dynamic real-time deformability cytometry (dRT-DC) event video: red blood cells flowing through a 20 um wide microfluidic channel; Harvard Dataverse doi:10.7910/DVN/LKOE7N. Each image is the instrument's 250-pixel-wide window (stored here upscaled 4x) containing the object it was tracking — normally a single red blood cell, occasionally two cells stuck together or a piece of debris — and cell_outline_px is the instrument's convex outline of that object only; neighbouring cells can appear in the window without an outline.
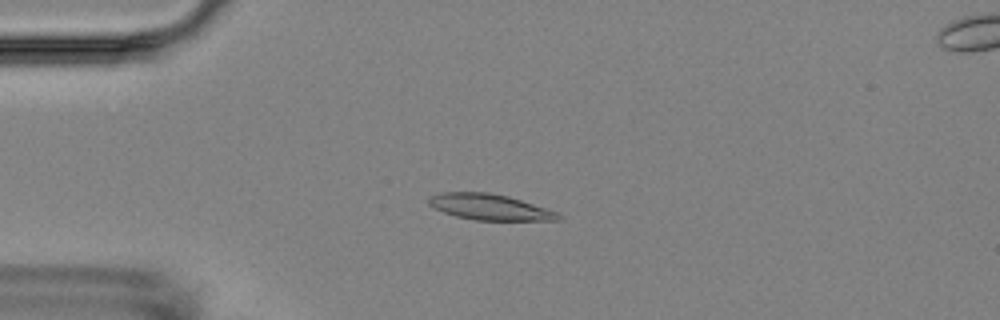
{"species": "Egyptian fruit bat (a non-hibernating species)", "species_latin": "Rousettus aegyptiacus", "temperature_condition": "room temperature", "stored_images_in_passage": 6, "camera_frame_rate_fps": 3000, "um_per_image_px": 0.085, "animal": {"sex": "female"}, "frame": {"image": 1, "passage_image": 5, "time_ms": 4.333, "image_size_px": [1000, 320], "cell_outline_px": [[564, 216], [560, 220], [472, 220], [456, 216], [444, 212], [428, 204], [428, 196], [440, 192], [488, 192], [508, 196], [560, 212]], "centroid_in_image_um": [41.66, 17.59], "position_along_channel_um": 43.3, "area_um2": 19.71}}